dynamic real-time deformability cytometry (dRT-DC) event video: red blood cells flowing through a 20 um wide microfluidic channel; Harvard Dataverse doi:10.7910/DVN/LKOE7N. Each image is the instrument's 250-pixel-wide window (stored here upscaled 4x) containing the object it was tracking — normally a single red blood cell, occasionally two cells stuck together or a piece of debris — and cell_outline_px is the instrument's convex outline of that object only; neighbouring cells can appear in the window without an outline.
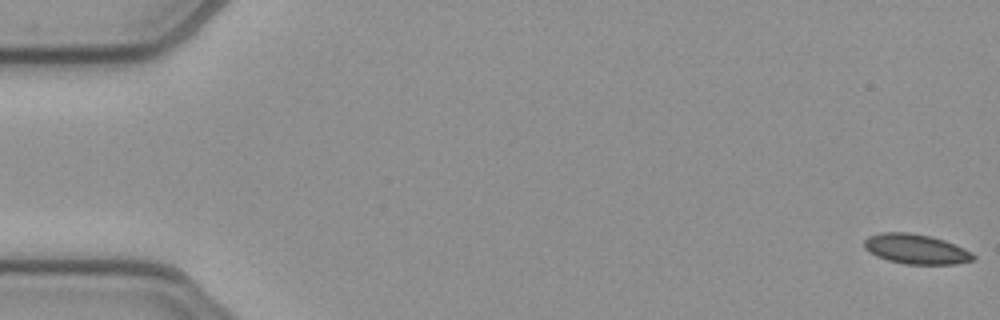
{"species": "common noctule bat (a hibernating species)", "species_latin": "Nyctalus noctula", "temperature_condition": "cold", "stored_images_in_passage": 53, "camera_frame_rate_fps": 3000, "um_per_image_px": 0.085, "animal": {"sex": "female", "body_mass_g": 21.9}, "frame": {"image": 1, "passage_image": 1, "time_ms": 0.0, "image_size_px": [1000, 320], "cell_outline_px": [[976, 260], [956, 264], [904, 264], [888, 260], [876, 256], [868, 252], [864, 248], [864, 240], [868, 236], [880, 232], [908, 232], [932, 236], [944, 240], [964, 248], [972, 252], [976, 256]], "centroid_in_image_um": [77.86, 21.17], "position_along_channel_um": 7.1, "area_um2": 19.25}}
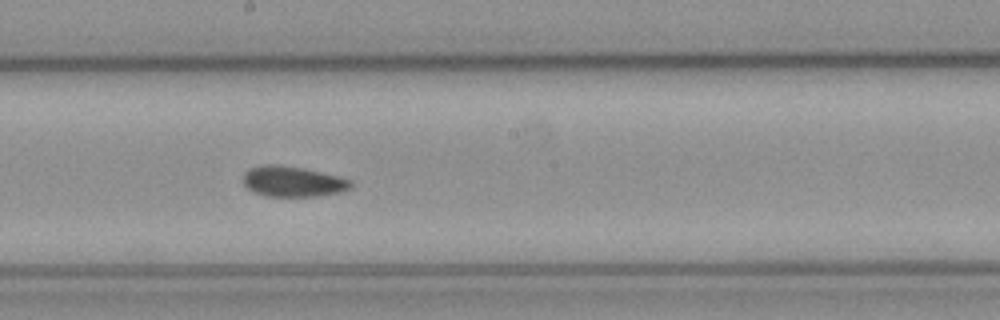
{"frame": {"image": 2, "passage_image": 29, "time_ms": 9.333, "image_size_px": [1000, 320], "cell_outline_px": [[352, 188], [344, 192], [316, 196], [264, 196], [252, 192], [244, 184], [244, 172], [248, 168], [264, 164], [276, 164], [304, 168], [340, 176], [352, 180]], "centroid_in_image_um": [24.91, 15.42], "position_along_channel_um": 223.3, "area_um2": 19.48}}
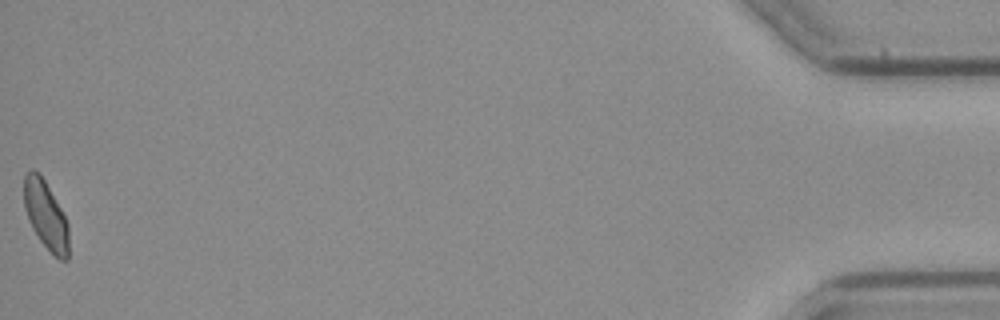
{"frame": {"image": 3, "passage_image": 53, "time_ms": 17.333, "image_size_px": [1000, 320], "cell_outline_px": [[68, 260], [60, 260], [40, 240], [32, 228], [28, 220], [24, 208], [24, 176], [32, 168], [40, 172], [60, 208], [68, 224]], "centroid_in_image_um": [3.87, 18.26], "position_along_channel_um": 431.3, "area_um2": 17.63}, "authors_computed_cell_mechanics": {"area_um2": 19.074, "velocity_mm_per_s": 3.9077, "shape_relaxation_time_tau1_ms": null, "shape_relaxation_time_tau2_ms": 2.5436, "deformation_change_tau1": null, "deformation_change_tau2": 0.0724}}